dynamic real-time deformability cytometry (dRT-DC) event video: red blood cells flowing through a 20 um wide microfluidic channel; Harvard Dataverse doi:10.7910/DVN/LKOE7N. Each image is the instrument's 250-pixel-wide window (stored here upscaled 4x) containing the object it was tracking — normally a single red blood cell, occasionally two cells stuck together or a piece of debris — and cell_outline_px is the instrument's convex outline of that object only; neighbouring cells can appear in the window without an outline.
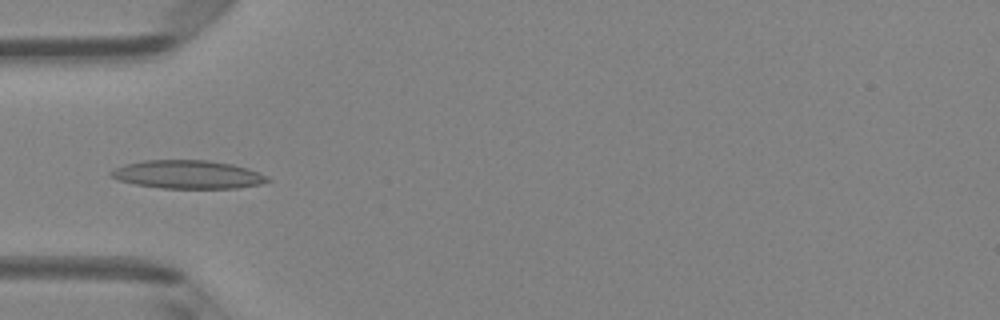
{"species": "Egyptian fruit bat (a non-hibernating species)", "species_latin": "Rousettus aegyptiacus", "temperature_condition": "room temperature", "stored_images_in_passage": 5, "camera_frame_rate_fps": 3000, "um_per_image_px": 0.085, "animal": {"sex": "female"}, "frame": {"image": 1, "passage_image": 4, "time_ms": 4.333, "image_size_px": [1000, 320], "cell_outline_px": [[272, 180], [260, 184], [236, 188], [160, 188], [136, 184], [120, 180], [108, 176], [108, 172], [124, 164], [144, 160], [208, 160], [232, 164], [248, 168], [268, 176]], "centroid_in_image_um": [15.96, 14.83], "position_along_channel_um": 69.0, "area_um2": 25.89}}
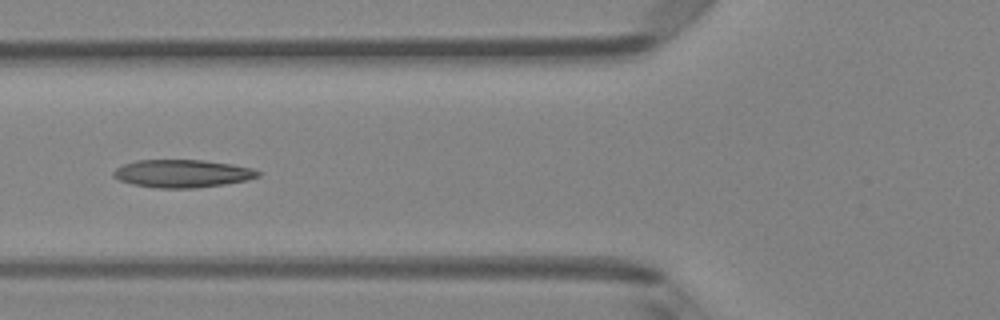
{"frame": {"image": 2, "passage_image": 5, "time_ms": 5.333, "image_size_px": [1000, 320], "cell_outline_px": [[260, 176], [248, 180], [224, 184], [196, 188], [156, 188], [132, 184], [120, 180], [112, 176], [112, 172], [116, 168], [124, 164], [136, 160], [204, 160], [232, 164], [252, 168], [260, 172]], "centroid_in_image_um": [15.49, 14.75], "position_along_channel_um": 110.3, "area_um2": 23.52}}